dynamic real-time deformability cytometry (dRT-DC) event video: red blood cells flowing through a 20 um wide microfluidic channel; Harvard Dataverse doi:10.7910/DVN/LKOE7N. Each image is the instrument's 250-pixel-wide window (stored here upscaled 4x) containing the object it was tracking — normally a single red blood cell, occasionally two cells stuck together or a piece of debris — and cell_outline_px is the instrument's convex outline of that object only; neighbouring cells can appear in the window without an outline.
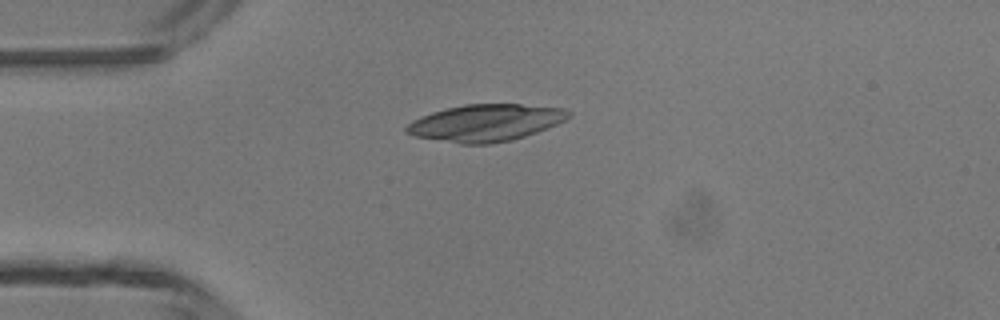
{"species": "common noctule bat (a hibernating species)", "species_latin": "Nyctalus noctula", "temperature_condition": "room temperature", "stored_images_in_passage": 5, "camera_frame_rate_fps": 3000, "um_per_image_px": 0.085, "animal": {"sex": "male", "body_mass_g": 13.3}, "frame": {"image": 1, "passage_image": 4, "time_ms": 3.667, "image_size_px": [1000, 320], "cell_outline_px": [[572, 116], [548, 128], [512, 140], [488, 144], [460, 144], [412, 136], [404, 132], [404, 128], [412, 120], [432, 112], [464, 104], [520, 104], [564, 108], [572, 112]], "centroid_in_image_um": [41.26, 10.44], "position_along_channel_um": 43.7, "area_um2": 35.03}}